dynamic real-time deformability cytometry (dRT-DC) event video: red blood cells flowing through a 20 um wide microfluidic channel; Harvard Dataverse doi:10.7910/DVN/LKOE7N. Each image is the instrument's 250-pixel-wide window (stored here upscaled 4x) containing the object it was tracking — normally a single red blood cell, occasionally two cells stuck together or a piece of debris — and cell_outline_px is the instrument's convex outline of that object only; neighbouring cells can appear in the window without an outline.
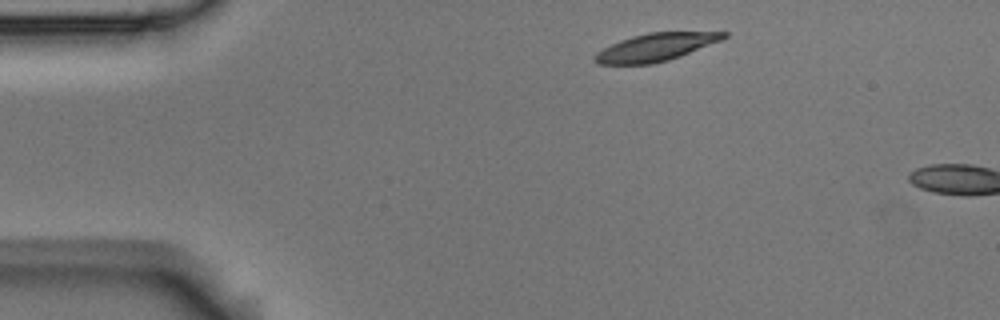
{"species": "Egyptian fruit bat (a non-hibernating species)", "species_latin": "Rousettus aegyptiacus", "temperature_condition": "room temperature", "stored_images_in_passage": 2, "camera_frame_rate_fps": 3000, "um_per_image_px": 0.085, "animal": {"sex": "male"}, "frame": {"image": 1, "passage_image": 1, "time_ms": 0.0, "image_size_px": [1000, 320], "cell_outline_px": [[728, 36], [720, 40], [668, 60], [652, 64], [596, 64], [592, 60], [592, 56], [596, 52], [620, 40], [632, 36], [648, 32], [728, 32]], "centroid_in_image_um": [55.65, 4.02], "position_along_channel_um": 29.3, "area_um2": 20.58}}